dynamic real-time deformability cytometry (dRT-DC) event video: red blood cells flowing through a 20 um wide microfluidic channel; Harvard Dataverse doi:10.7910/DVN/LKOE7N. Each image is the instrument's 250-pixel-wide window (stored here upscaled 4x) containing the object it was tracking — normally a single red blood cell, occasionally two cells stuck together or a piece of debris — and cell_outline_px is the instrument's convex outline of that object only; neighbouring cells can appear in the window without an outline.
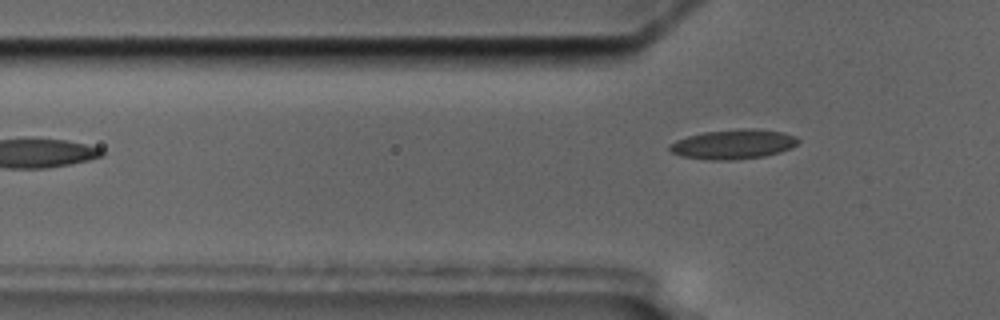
{"species": "common noctule bat (a hibernating species)", "species_latin": "Nyctalus noctula", "temperature_condition": "cold", "stored_images_in_passage": 5, "camera_frame_rate_fps": 3000, "um_per_image_px": 0.085, "animal": {"sex": "male", "body_mass_g": 17.5, "forearm_length_mm": 52.3}, "frame": {"image": 1, "passage_image": 5, "time_ms": 5.667, "image_size_px": [1000, 320], "cell_outline_px": [[800, 140], [792, 148], [780, 152], [764, 156], [732, 160], [708, 160], [680, 156], [672, 152], [668, 148], [668, 144], [676, 140], [688, 136], [704, 132], [740, 128], [752, 128], [784, 132], [796, 136]], "centroid_in_image_um": [62.33, 12.25], "position_along_channel_um": 63.5, "area_um2": 22.37}}